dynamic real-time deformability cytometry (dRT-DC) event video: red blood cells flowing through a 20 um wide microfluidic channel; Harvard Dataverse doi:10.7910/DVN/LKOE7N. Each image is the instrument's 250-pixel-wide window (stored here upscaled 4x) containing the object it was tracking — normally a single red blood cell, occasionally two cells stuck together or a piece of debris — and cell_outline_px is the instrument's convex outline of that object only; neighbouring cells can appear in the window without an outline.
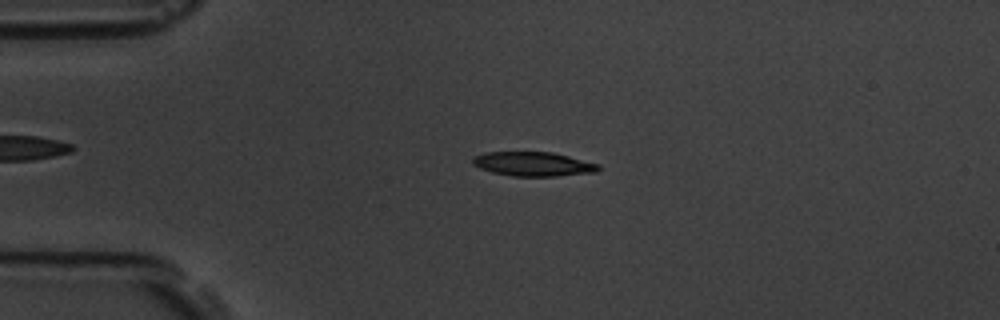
{"species": "common noctule bat (a hibernating species)", "species_latin": "Nyctalus noctula", "temperature_condition": "room temperature", "stored_images_in_passage": 56, "camera_frame_rate_fps": 3000, "um_per_image_px": 0.085, "animal": {"sex": "male", "body_mass_g": 19.5, "forearm_length_mm": 54.6}, "frame": {"image": 1, "passage_image": 13, "time_ms": 4.0, "image_size_px": [1000, 320], "cell_outline_px": [[600, 168], [596, 172], [556, 176], [512, 176], [492, 172], [480, 168], [472, 164], [472, 156], [484, 152], [552, 152], [600, 164]], "centroid_in_image_um": [45.3, 13.94], "position_along_channel_um": 39.7, "area_um2": 17.8}}
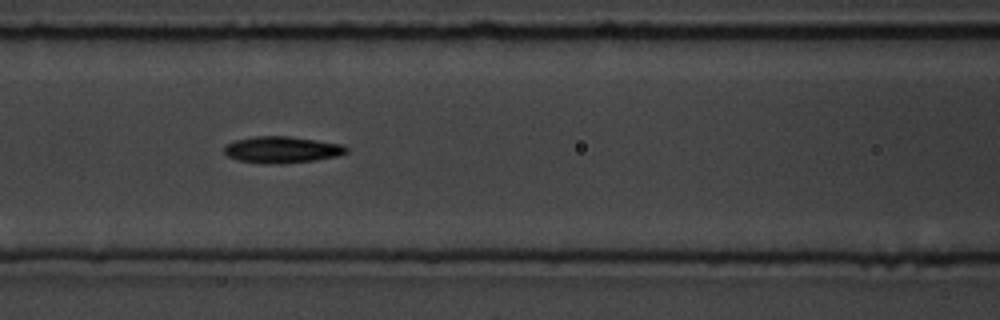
{"frame": {"image": 2, "passage_image": 24, "time_ms": 7.667, "image_size_px": [1000, 320], "cell_outline_px": [[348, 152], [336, 156], [316, 160], [280, 164], [276, 164], [240, 160], [228, 156], [224, 152], [224, 148], [232, 140], [256, 136], [288, 136], [340, 144], [348, 148]], "centroid_in_image_um": [23.96, 12.72], "position_along_channel_um": 142.6, "area_um2": 18.61}}
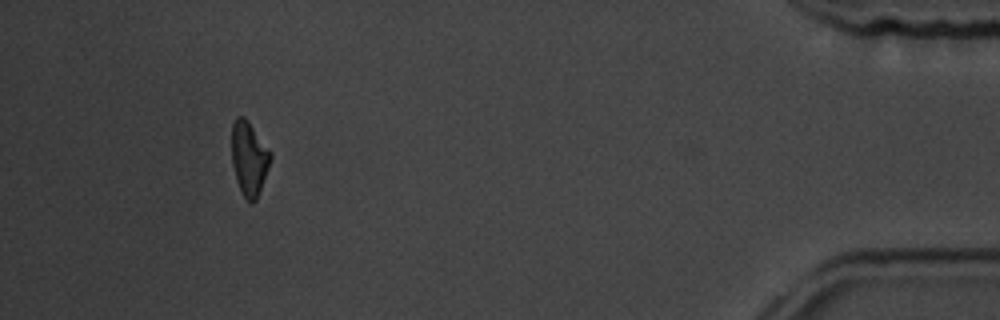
{"frame": {"image": 3, "passage_image": 52, "time_ms": 17.0, "image_size_px": [1000, 320], "cell_outline_px": [[272, 156], [268, 168], [256, 200], [252, 204], [244, 196], [236, 180], [232, 164], [232, 124], [236, 116], [244, 116], [248, 120], [272, 152]], "centroid_in_image_um": [21.17, 13.42], "position_along_channel_um": 414.0, "area_um2": 16.7}, "authors_computed_cell_mechanics": {"area_um2": 17.7735, "velocity_mm_per_s": 3.6151, "shape_relaxation_time_tau1_ms": 3.432, "shape_relaxation_time_tau2_ms": 4.4545, "deformation_change_tau1": 0.1377, "deformation_change_tau2": 0.1221}}